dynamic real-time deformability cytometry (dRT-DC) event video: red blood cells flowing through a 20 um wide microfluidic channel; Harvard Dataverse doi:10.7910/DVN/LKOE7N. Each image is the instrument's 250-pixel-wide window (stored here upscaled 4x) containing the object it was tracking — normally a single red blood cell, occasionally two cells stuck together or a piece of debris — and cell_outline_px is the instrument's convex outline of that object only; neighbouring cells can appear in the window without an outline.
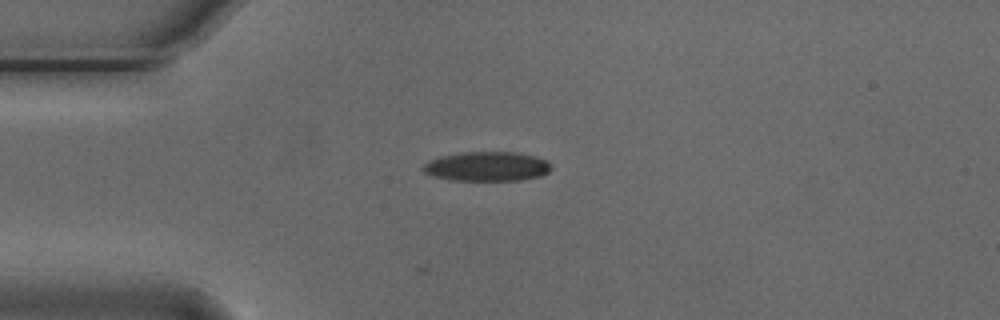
{"species": "Egyptian fruit bat (a non-hibernating species)", "species_latin": "Rousettus aegyptiacus", "temperature_condition": "cold", "stored_images_in_passage": 2, "camera_frame_rate_fps": 3000, "um_per_image_px": 0.085, "animal": {"sex": "male"}, "frame": {"image": 1, "passage_image": 2, "time_ms": 0.333, "image_size_px": [1000, 320], "cell_outline_px": [[552, 168], [548, 172], [540, 176], [520, 180], [452, 180], [436, 176], [424, 172], [420, 168], [428, 160], [440, 156], [460, 152], [516, 152], [536, 156], [548, 160]], "centroid_in_image_um": [41.4, 14.13], "position_along_channel_um": 43.6, "area_um2": 22.08}}